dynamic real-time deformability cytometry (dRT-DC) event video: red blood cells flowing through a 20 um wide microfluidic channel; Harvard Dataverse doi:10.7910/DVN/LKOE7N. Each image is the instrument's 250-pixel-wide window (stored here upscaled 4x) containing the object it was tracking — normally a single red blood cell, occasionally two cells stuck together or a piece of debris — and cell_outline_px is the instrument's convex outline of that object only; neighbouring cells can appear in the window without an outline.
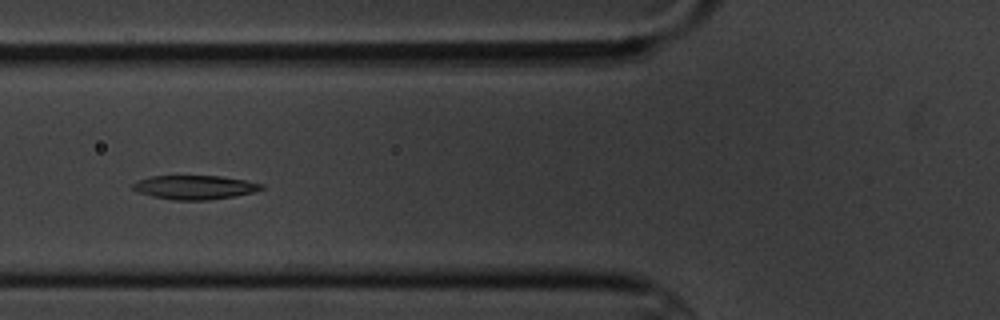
{"species": "common noctule bat (a hibernating species)", "species_latin": "Nyctalus noctula", "temperature_condition": "cold", "stored_images_in_passage": 14, "camera_frame_rate_fps": 3000, "um_per_image_px": 0.085, "animal": {"sex": "male", "body_mass_g": 20.1, "forearm_length_mm": 53.5}, "frame": {"image": 1, "passage_image": 5, "time_ms": 5.333, "image_size_px": [1000, 320], "cell_outline_px": [[264, 188], [252, 192], [232, 196], [208, 200], [172, 200], [152, 196], [140, 192], [132, 188], [132, 184], [136, 180], [152, 176], [220, 176], [244, 180], [264, 184]], "centroid_in_image_um": [16.52, 15.91], "position_along_channel_um": 109.3, "area_um2": 17.8}}
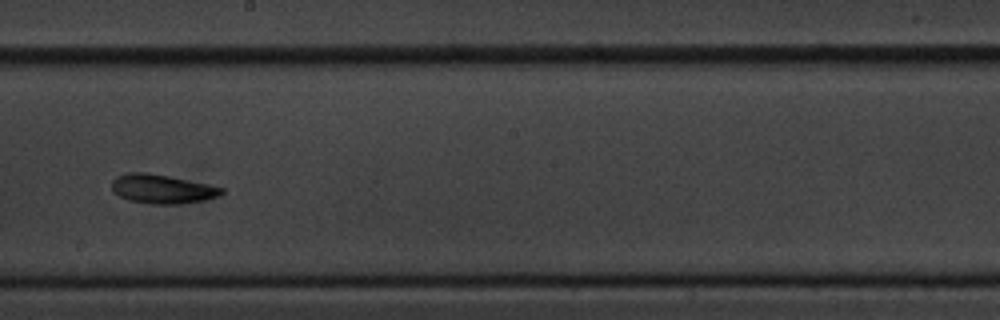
{"frame": {"image": 2, "passage_image": 8, "time_ms": 9.0, "image_size_px": [1000, 320], "cell_outline_px": [[224, 192], [220, 196], [204, 200], [184, 204], [152, 204], [128, 200], [112, 192], [112, 180], [116, 176], [128, 172], [144, 172], [168, 176], [208, 184], [224, 188]], "centroid_in_image_um": [13.78, 16.07], "position_along_channel_um": 234.4, "area_um2": 18.73}}
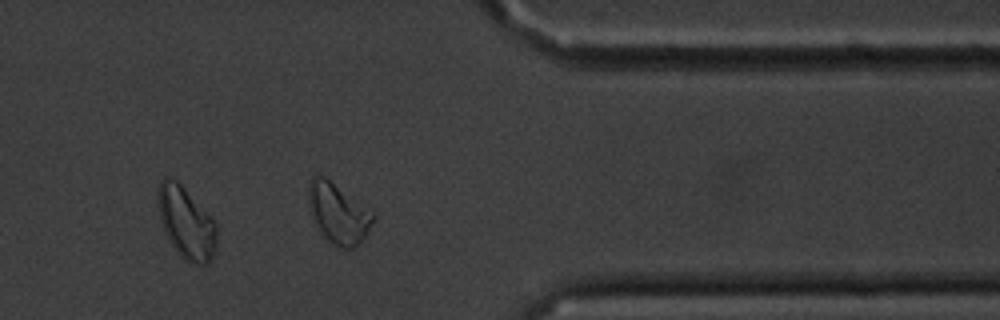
{"frame": {"image": 3, "passage_image": 12, "time_ms": 13.667, "image_size_px": [1000, 320], "cell_outline_px": [[216, 252], [208, 264], [192, 264], [184, 260], [180, 256], [168, 240], [164, 232], [160, 220], [156, 196], [156, 192], [160, 180], [176, 180], [212, 216], [216, 224]], "centroid_in_image_um": [15.83, 18.98], "position_along_channel_um": 395.6, "area_um2": 24.85}, "authors_computed_cell_mechanics": {"area_um2": 18.7561, "velocity_mm_per_s": 3.4158, "shape_relaxation_time_tau1_ms": 3.9847, "shape_relaxation_time_tau2_ms": null, "deformation_change_tau1": 0.1289, "deformation_change_tau2": null}}